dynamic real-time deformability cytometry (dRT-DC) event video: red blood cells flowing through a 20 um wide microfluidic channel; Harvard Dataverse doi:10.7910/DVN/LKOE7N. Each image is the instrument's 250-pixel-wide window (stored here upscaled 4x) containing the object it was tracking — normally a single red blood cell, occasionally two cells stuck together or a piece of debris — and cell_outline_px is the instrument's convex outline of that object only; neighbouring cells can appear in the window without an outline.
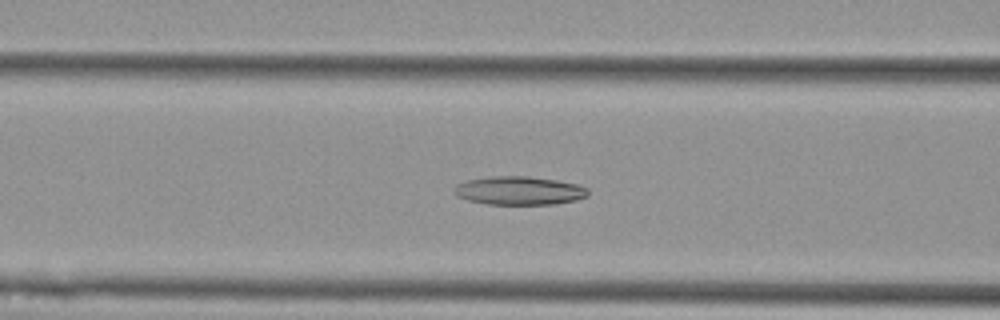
{"species": "Egyptian fruit bat (a non-hibernating species)", "species_latin": "Rousettus aegyptiacus", "temperature_condition": "cold", "stored_images_in_passage": 29, "camera_frame_rate_fps": 3000, "um_per_image_px": 0.085, "animal": {"sex": "female"}, "frame": {"image": 1, "passage_image": 6, "time_ms": 1.667, "image_size_px": [1000, 320], "cell_outline_px": [[588, 196], [576, 200], [552, 204], [488, 204], [468, 200], [456, 196], [452, 192], [456, 184], [464, 180], [488, 176], [528, 176], [556, 180], [576, 184], [588, 188]], "centroid_in_image_um": [44.08, 16.19], "position_along_channel_um": 122.5, "area_um2": 22.37}}
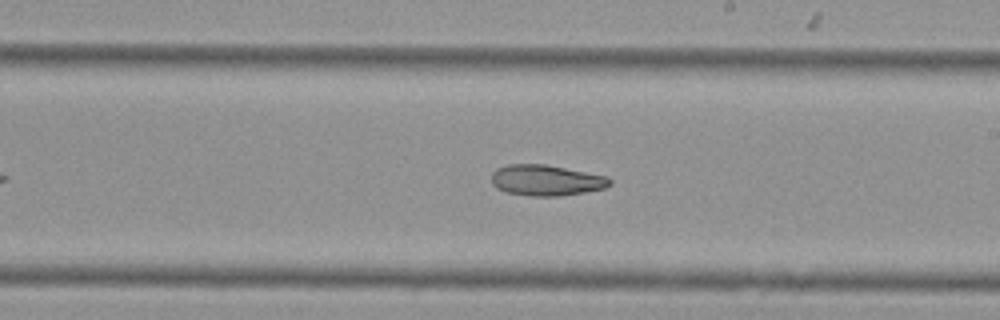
{"frame": {"image": 2, "passage_image": 16, "time_ms": 5.0, "image_size_px": [1000, 320], "cell_outline_px": [[612, 184], [604, 188], [584, 192], [560, 196], [532, 196], [508, 192], [496, 188], [492, 184], [492, 172], [496, 168], [508, 164], [544, 164], [608, 176], [612, 180]], "centroid_in_image_um": [46.43, 15.32], "position_along_channel_um": 242.6, "area_um2": 21.27}}
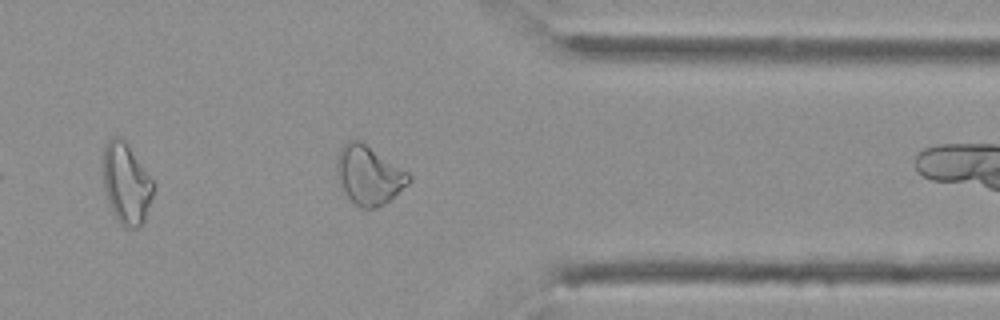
{"frame": {"image": 3, "passage_image": 28, "time_ms": 9.0, "image_size_px": [1000, 320], "cell_outline_px": [[412, 180], [408, 184], [384, 204], [376, 208], [360, 208], [348, 196], [336, 176], [336, 160], [340, 148], [348, 140], [360, 140], [408, 172], [412, 176]], "centroid_in_image_um": [31.35, 14.87], "position_along_channel_um": 380.1, "area_um2": 24.45}}